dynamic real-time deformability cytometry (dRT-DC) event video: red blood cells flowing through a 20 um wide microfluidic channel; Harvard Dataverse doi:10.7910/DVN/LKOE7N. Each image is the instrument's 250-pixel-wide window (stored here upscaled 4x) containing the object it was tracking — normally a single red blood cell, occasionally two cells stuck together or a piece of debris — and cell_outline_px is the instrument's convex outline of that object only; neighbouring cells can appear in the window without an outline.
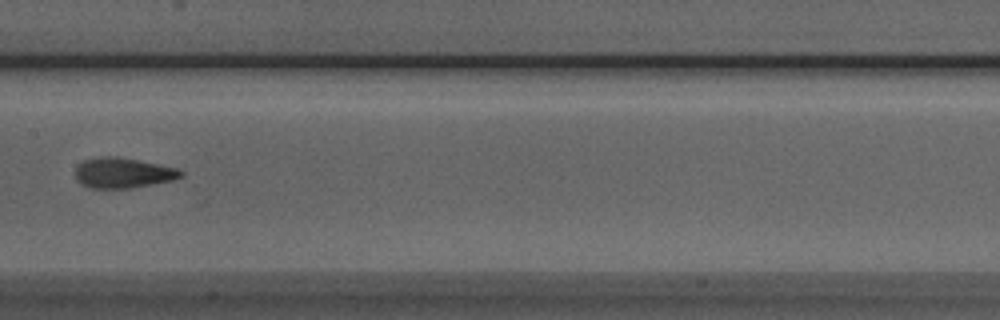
{"species": "Egyptian fruit bat (a non-hibernating species)", "species_latin": "Rousettus aegyptiacus", "temperature_condition": "room temperature", "stored_images_in_passage": 8, "segment_of_instrument_passage": [2, 2], "camera_frame_rate_fps": 3000, "um_per_image_px": 0.085, "animal": {"sex": "male"}, "frame": {"image": 1, "passage_image": 8, "time_ms": 8.0, "image_size_px": [1000, 320], "cell_outline_px": [[184, 176], [172, 180], [132, 188], [92, 188], [80, 184], [76, 180], [76, 168], [84, 160], [100, 156], [116, 156], [176, 168], [184, 172]], "centroid_in_image_um": [10.44, 14.7], "position_along_channel_um": 197.0, "area_um2": 18.5}}